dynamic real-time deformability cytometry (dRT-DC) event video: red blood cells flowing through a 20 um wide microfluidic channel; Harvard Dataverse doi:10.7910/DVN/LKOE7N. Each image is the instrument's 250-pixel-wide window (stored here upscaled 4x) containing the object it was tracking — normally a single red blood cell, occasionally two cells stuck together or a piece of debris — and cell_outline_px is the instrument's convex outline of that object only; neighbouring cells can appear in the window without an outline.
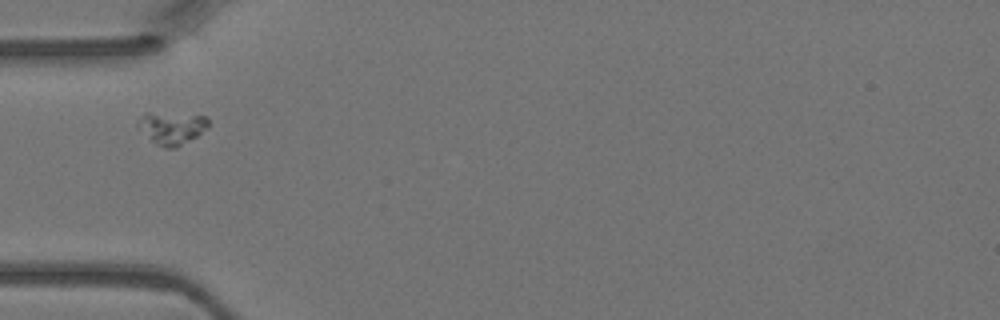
{"species": "Egyptian fruit bat (a non-hibernating species)", "species_latin": "Rousettus aegyptiacus", "temperature_condition": "warm", "stored_images_in_passage": 1, "camera_frame_rate_fps": 3000, "um_per_image_px": 0.085, "animal": {"sex": "female"}, "frame": {"image": 1, "passage_image": 1, "time_ms": 0.0, "image_size_px": [1000, 320], "cell_outline_px": [[208, 128], [196, 136], [176, 148], [164, 148], [156, 144], [152, 140], [140, 116], [144, 112], [148, 112], [204, 116], [208, 120]], "centroid_in_image_um": [14.72, 10.88], "position_along_channel_um": 70.3, "area_um2": 12.37}}